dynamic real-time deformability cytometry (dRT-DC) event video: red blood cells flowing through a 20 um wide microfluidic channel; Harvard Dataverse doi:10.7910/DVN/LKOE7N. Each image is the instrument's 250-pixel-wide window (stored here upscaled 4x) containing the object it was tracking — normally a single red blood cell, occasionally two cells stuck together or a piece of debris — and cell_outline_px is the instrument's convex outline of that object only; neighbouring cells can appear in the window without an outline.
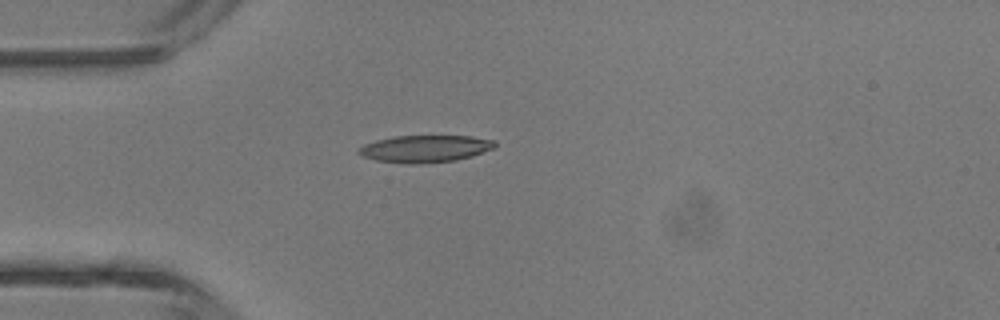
{"species": "common noctule bat (a hibernating species)", "species_latin": "Nyctalus noctula", "temperature_condition": "room temperature", "stored_images_in_passage": 5, "camera_frame_rate_fps": 3000, "um_per_image_px": 0.085, "animal": {"sex": "male", "body_mass_g": 13.3}, "frame": {"image": 1, "passage_image": 5, "time_ms": 5.333, "image_size_px": [1000, 320], "cell_outline_px": [[496, 144], [492, 148], [472, 156], [456, 160], [420, 164], [408, 164], [376, 160], [364, 156], [356, 152], [364, 144], [376, 140], [392, 136], [472, 136], [496, 140]], "centroid_in_image_um": [36.13, 12.64], "position_along_channel_um": 48.9, "area_um2": 21.5}}